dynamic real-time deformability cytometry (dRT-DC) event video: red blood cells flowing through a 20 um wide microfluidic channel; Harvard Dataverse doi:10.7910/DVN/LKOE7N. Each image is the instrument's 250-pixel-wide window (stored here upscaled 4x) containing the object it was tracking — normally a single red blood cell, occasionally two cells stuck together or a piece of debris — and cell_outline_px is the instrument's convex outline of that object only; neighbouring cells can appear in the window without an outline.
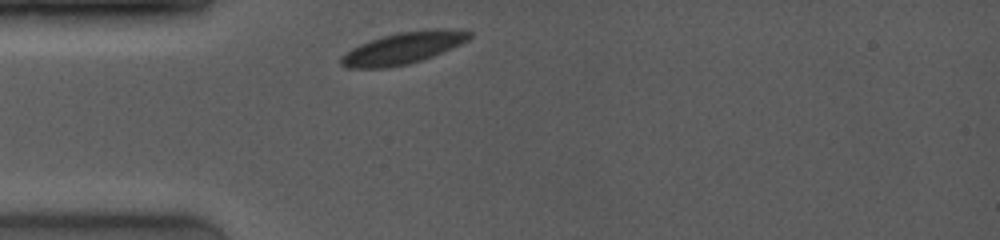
{"species": "common noctule bat (a hibernating species)", "species_latin": "Nyctalus noctula", "temperature_condition": "room temperature", "stored_images_in_passage": 1, "camera_frame_rate_fps": 4000, "um_per_image_px": 0.085, "animal": {"sex": "female", "body_mass_g": 19.0, "forearm_length_mm": 53.3}, "frame": {"image": 1, "passage_image": 1, "time_ms": 0.0, "image_size_px": [1000, 240], "cell_outline_px": [[472, 36], [468, 40], [452, 48], [432, 56], [408, 64], [388, 68], [348, 68], [340, 64], [340, 56], [352, 48], [360, 44], [384, 36], [400, 32], [432, 28], [440, 28], [472, 32]], "centroid_in_image_um": [34.25, 4.09], "position_along_channel_um": 50.7, "area_um2": 23.58}}